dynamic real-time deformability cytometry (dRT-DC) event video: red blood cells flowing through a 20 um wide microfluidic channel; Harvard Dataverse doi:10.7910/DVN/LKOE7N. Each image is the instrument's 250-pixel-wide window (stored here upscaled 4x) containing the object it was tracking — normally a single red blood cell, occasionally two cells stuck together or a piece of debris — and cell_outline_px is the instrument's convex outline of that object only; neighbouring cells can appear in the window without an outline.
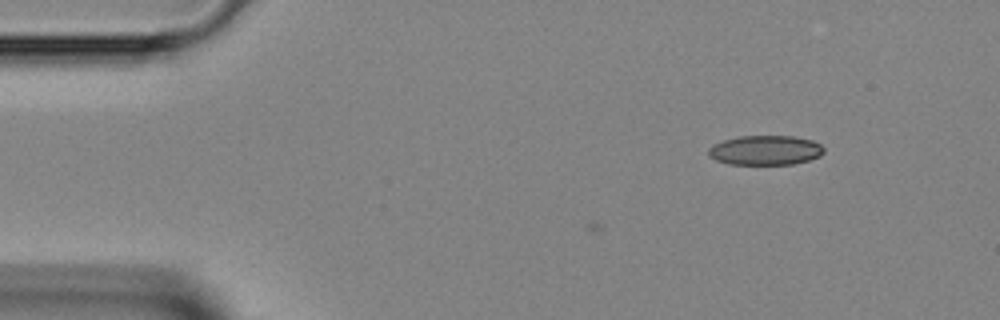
{"species": "Egyptian fruit bat (a non-hibernating species)", "species_latin": "Rousettus aegyptiacus", "temperature_condition": "room temperature", "stored_images_in_passage": 4, "camera_frame_rate_fps": 3000, "um_per_image_px": 0.085, "animal": {"sex": "female"}, "frame": {"image": 1, "passage_image": 4, "time_ms": 1.0, "image_size_px": [1000, 320], "cell_outline_px": [[824, 152], [820, 156], [808, 160], [792, 164], [728, 164], [716, 160], [708, 156], [708, 148], [712, 144], [724, 140], [740, 136], [792, 136], [812, 140], [820, 144], [824, 148]], "centroid_in_image_um": [65.03, 12.77], "position_along_channel_um": 20.0, "area_um2": 19.94}}